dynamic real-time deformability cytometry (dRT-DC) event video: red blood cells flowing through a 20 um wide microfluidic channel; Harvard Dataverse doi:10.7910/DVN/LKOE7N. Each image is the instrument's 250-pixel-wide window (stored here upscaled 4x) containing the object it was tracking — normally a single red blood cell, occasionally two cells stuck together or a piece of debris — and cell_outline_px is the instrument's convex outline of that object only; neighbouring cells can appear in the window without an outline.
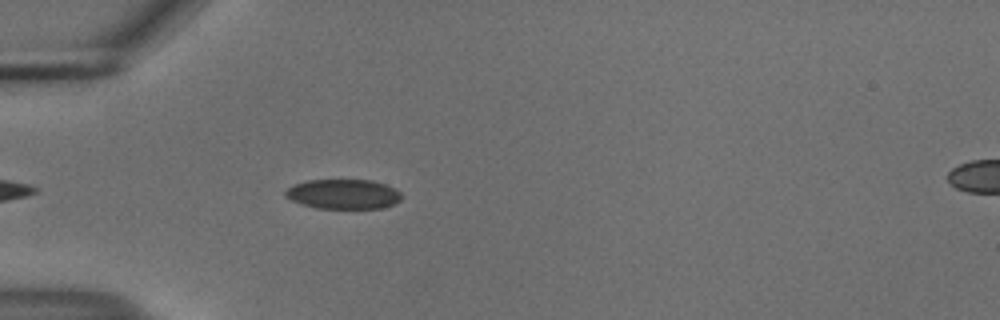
{"species": "common noctule bat (a hibernating species)", "species_latin": "Nyctalus noctula", "temperature_condition": "cold", "stored_images_in_passage": 29, "camera_frame_rate_fps": 3000, "um_per_image_px": 0.085, "animal": {"sex": "male", "body_mass_g": 18.8}, "frame": {"image": 1, "passage_image": 5, "time_ms": 1.333, "image_size_px": [1000, 320], "cell_outline_px": [[404, 196], [400, 200], [392, 204], [380, 208], [316, 208], [300, 204], [284, 196], [284, 192], [292, 184], [308, 180], [372, 180], [384, 184], [400, 192]], "centroid_in_image_um": [29.14, 16.49], "position_along_channel_um": 55.9, "area_um2": 20.11}}
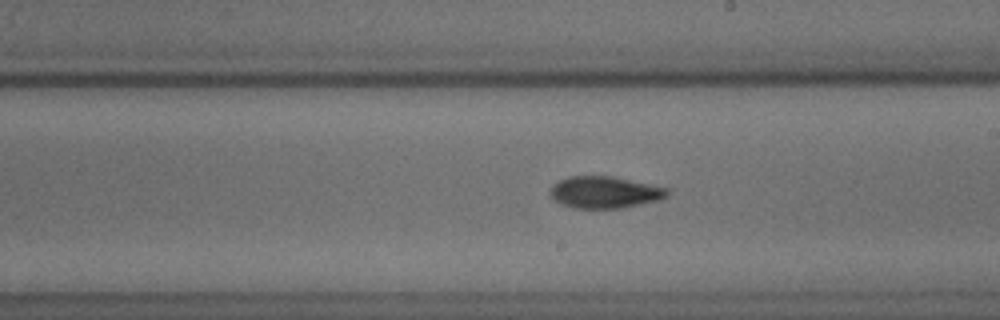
{"frame": {"image": 2, "passage_image": 17, "time_ms": 5.333, "image_size_px": [1000, 320], "cell_outline_px": [[668, 196], [660, 200], [620, 208], [572, 208], [560, 204], [548, 192], [552, 184], [568, 176], [612, 176], [668, 188]], "centroid_in_image_um": [51.37, 16.34], "position_along_channel_um": 237.6, "area_um2": 21.73}}
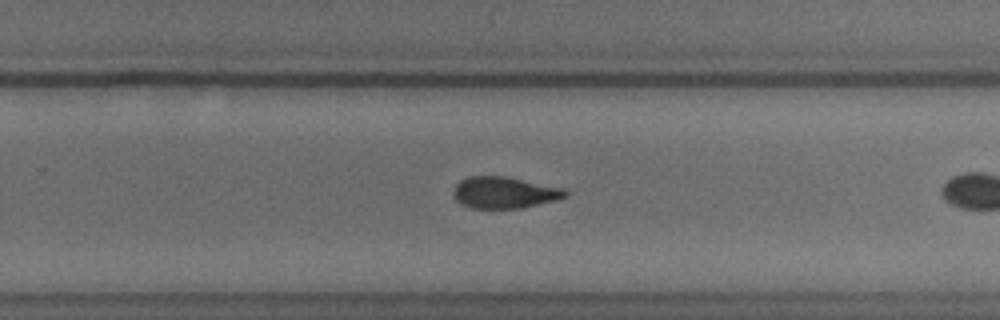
{"frame": {"image": 3, "passage_image": 21, "time_ms": 6.667, "image_size_px": [1000, 320], "cell_outline_px": [[568, 196], [556, 200], [520, 208], [472, 208], [460, 204], [452, 196], [452, 188], [460, 180], [468, 176], [504, 176], [564, 188], [568, 192]], "centroid_in_image_um": [42.82, 16.36], "position_along_channel_um": 287.0, "area_um2": 20.69}}